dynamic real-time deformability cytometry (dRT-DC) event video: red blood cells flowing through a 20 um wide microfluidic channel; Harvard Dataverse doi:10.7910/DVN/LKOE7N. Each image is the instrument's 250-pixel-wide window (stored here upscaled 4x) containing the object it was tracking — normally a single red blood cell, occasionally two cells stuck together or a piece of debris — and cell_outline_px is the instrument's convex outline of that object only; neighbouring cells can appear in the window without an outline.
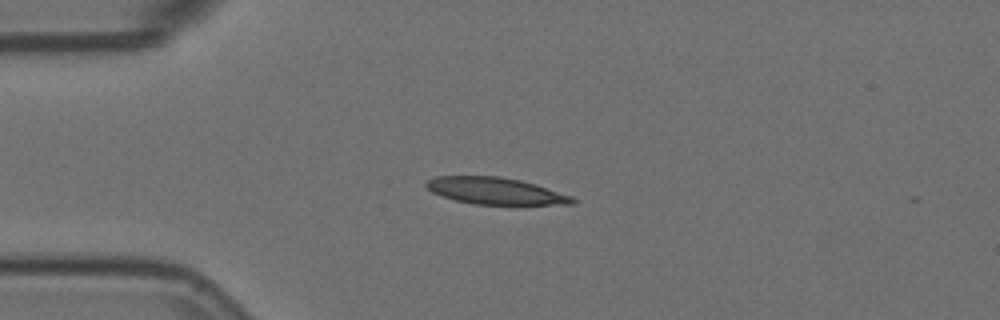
{"species": "Egyptian fruit bat (a non-hibernating species)", "species_latin": "Rousettus aegyptiacus", "temperature_condition": "room temperature", "stored_images_in_passage": 43, "camera_frame_rate_fps": 3000, "um_per_image_px": 0.085, "animal": {"sex": "female"}, "frame": {"image": 1, "passage_image": 1, "time_ms": 0.0, "image_size_px": [1000, 320], "cell_outline_px": [[576, 204], [472, 204], [456, 200], [432, 192], [424, 184], [428, 180], [436, 176], [500, 176], [520, 180], [536, 184], [572, 196], [576, 200]], "centroid_in_image_um": [42.13, 16.22], "position_along_channel_um": 42.9, "area_um2": 22.66}}
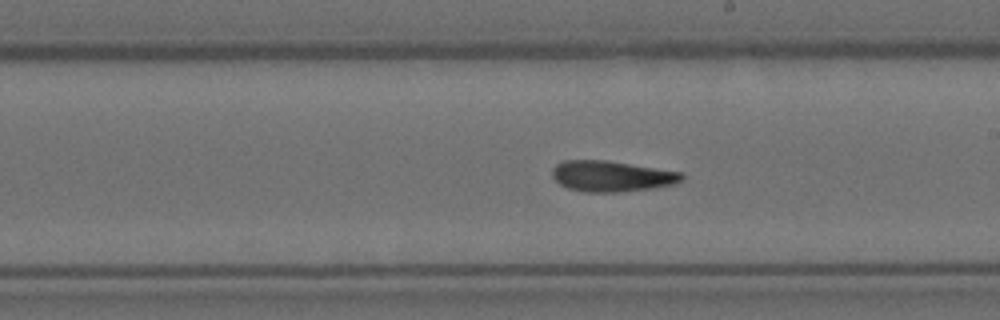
{"frame": {"image": 2, "passage_image": 19, "time_ms": 6.0, "image_size_px": [1000, 320], "cell_outline_px": [[684, 176], [676, 184], [652, 188], [620, 192], [584, 192], [568, 188], [560, 184], [552, 176], [552, 168], [556, 164], [564, 160], [604, 160], [684, 172]], "centroid_in_image_um": [51.99, 14.97], "position_along_channel_um": 237.0, "area_um2": 23.29}}
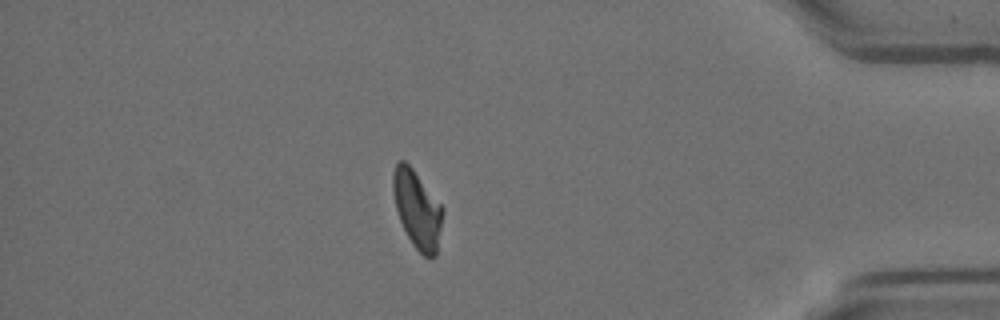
{"frame": {"image": 3, "passage_image": 36, "time_ms": 11.667, "image_size_px": [1000, 320], "cell_outline_px": [[444, 212], [436, 256], [432, 260], [428, 260], [412, 244], [400, 220], [396, 208], [392, 192], [392, 176], [396, 164], [400, 160], [404, 160], [412, 168], [444, 208]], "centroid_in_image_um": [35.48, 17.83], "position_along_channel_um": 399.7, "area_um2": 22.54}, "authors_computed_cell_mechanics": {"area_um2": 22.9466, "velocity_mm_per_s": 3.5769, "shape_relaxation_time_tau1_ms": null, "shape_relaxation_time_tau2_ms": 2.3562, "deformation_change_tau1": null, "deformation_change_tau2": 0.0989}}